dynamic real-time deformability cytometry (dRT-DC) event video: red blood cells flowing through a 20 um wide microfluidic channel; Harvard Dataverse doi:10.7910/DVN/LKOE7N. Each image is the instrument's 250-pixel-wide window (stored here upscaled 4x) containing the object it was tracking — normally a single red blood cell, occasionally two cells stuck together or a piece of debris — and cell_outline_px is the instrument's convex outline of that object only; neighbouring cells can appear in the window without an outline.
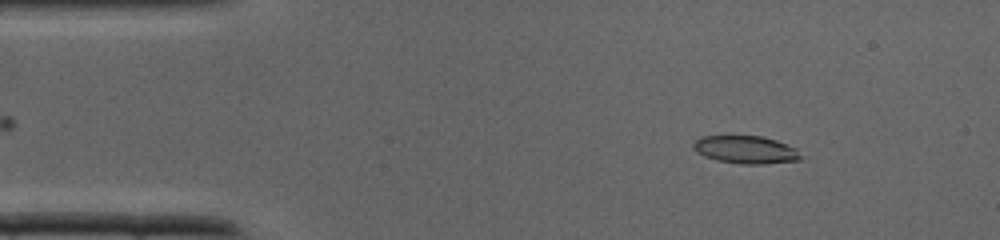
{"species": "common noctule bat (a hibernating species)", "species_latin": "Nyctalus noctula", "temperature_condition": "cold", "stored_images_in_passage": 33, "camera_frame_rate_fps": 3000, "um_per_image_px": 0.085, "animal": {"sex": "male", "body_mass_g": 19.0, "forearm_length_mm": 50.8}, "frame": {"image": 1, "passage_image": 4, "time_ms": 1.0, "image_size_px": [1000, 240], "cell_outline_px": [[800, 160], [760, 164], [740, 164], [716, 160], [704, 156], [696, 152], [692, 148], [692, 144], [696, 140], [704, 136], [728, 132], [764, 136], [788, 144], [796, 148], [800, 156]], "centroid_in_image_um": [63.31, 12.66], "position_along_channel_um": 21.7, "area_um2": 18.26}}
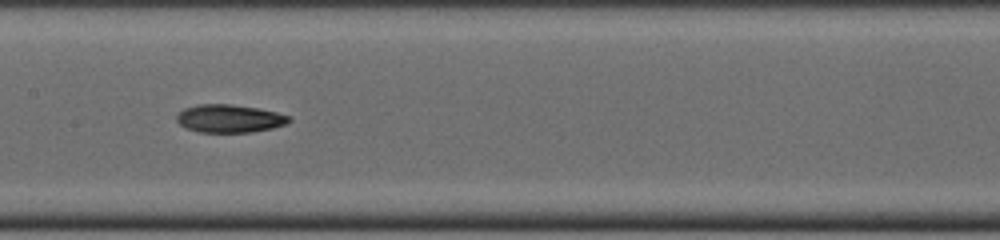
{"frame": {"image": 2, "passage_image": 17, "time_ms": 5.333, "image_size_px": [1000, 240], "cell_outline_px": [[292, 120], [288, 124], [272, 128], [252, 132], [200, 132], [188, 128], [180, 124], [176, 120], [176, 116], [184, 108], [200, 104], [232, 104], [256, 108], [276, 112], [292, 116]], "centroid_in_image_um": [19.55, 10.07], "position_along_channel_um": 187.8, "area_um2": 18.32}}
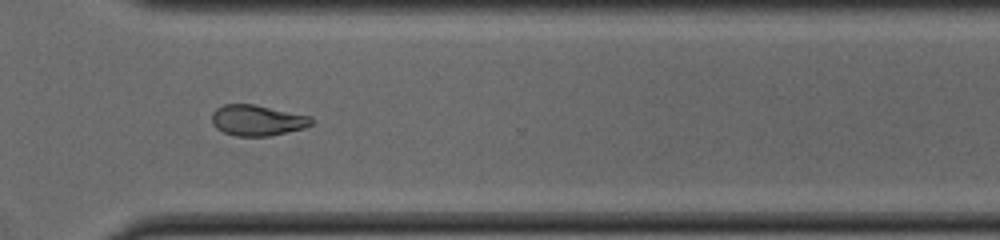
{"frame": {"image": 3, "passage_image": 26, "time_ms": 8.333, "image_size_px": [1000, 240], "cell_outline_px": [[312, 124], [304, 128], [268, 136], [236, 136], [224, 132], [216, 128], [212, 124], [212, 112], [216, 108], [224, 104], [252, 104], [312, 116]], "centroid_in_image_um": [21.85, 10.22], "position_along_channel_um": 348.8, "area_um2": 17.8}}